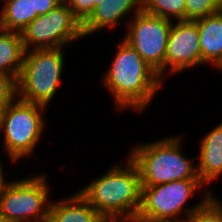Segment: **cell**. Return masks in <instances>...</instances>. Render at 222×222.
Wrapping results in <instances>:
<instances>
[{
    "mask_svg": "<svg viewBox=\"0 0 222 222\" xmlns=\"http://www.w3.org/2000/svg\"><path fill=\"white\" fill-rule=\"evenodd\" d=\"M126 163L127 167L112 166L79 191L107 222L133 221L140 210V172L130 158Z\"/></svg>",
    "mask_w": 222,
    "mask_h": 222,
    "instance_id": "cell-1",
    "label": "cell"
},
{
    "mask_svg": "<svg viewBox=\"0 0 222 222\" xmlns=\"http://www.w3.org/2000/svg\"><path fill=\"white\" fill-rule=\"evenodd\" d=\"M118 47L103 83L119 109L132 107L140 113L161 87L162 78L126 41Z\"/></svg>",
    "mask_w": 222,
    "mask_h": 222,
    "instance_id": "cell-2",
    "label": "cell"
},
{
    "mask_svg": "<svg viewBox=\"0 0 222 222\" xmlns=\"http://www.w3.org/2000/svg\"><path fill=\"white\" fill-rule=\"evenodd\" d=\"M180 141L179 137L174 136L132 149L129 158L139 169L141 186L199 179L197 166L181 153Z\"/></svg>",
    "mask_w": 222,
    "mask_h": 222,
    "instance_id": "cell-3",
    "label": "cell"
},
{
    "mask_svg": "<svg viewBox=\"0 0 222 222\" xmlns=\"http://www.w3.org/2000/svg\"><path fill=\"white\" fill-rule=\"evenodd\" d=\"M63 48L31 49L25 51L17 79L18 98L47 106L55 96L64 65Z\"/></svg>",
    "mask_w": 222,
    "mask_h": 222,
    "instance_id": "cell-4",
    "label": "cell"
},
{
    "mask_svg": "<svg viewBox=\"0 0 222 222\" xmlns=\"http://www.w3.org/2000/svg\"><path fill=\"white\" fill-rule=\"evenodd\" d=\"M45 108L17 97V101L0 114V129L4 131L5 150L11 161L15 162L34 151L45 128L41 114Z\"/></svg>",
    "mask_w": 222,
    "mask_h": 222,
    "instance_id": "cell-5",
    "label": "cell"
},
{
    "mask_svg": "<svg viewBox=\"0 0 222 222\" xmlns=\"http://www.w3.org/2000/svg\"><path fill=\"white\" fill-rule=\"evenodd\" d=\"M46 176L12 181L0 193V216L9 222H47L51 201Z\"/></svg>",
    "mask_w": 222,
    "mask_h": 222,
    "instance_id": "cell-6",
    "label": "cell"
},
{
    "mask_svg": "<svg viewBox=\"0 0 222 222\" xmlns=\"http://www.w3.org/2000/svg\"><path fill=\"white\" fill-rule=\"evenodd\" d=\"M204 184L200 179L172 181L154 186H142L138 222H185L178 220L184 206L197 188Z\"/></svg>",
    "mask_w": 222,
    "mask_h": 222,
    "instance_id": "cell-7",
    "label": "cell"
},
{
    "mask_svg": "<svg viewBox=\"0 0 222 222\" xmlns=\"http://www.w3.org/2000/svg\"><path fill=\"white\" fill-rule=\"evenodd\" d=\"M21 36L25 51L63 48L65 44L84 37L82 23L63 1L47 14L37 16L21 31Z\"/></svg>",
    "mask_w": 222,
    "mask_h": 222,
    "instance_id": "cell-8",
    "label": "cell"
},
{
    "mask_svg": "<svg viewBox=\"0 0 222 222\" xmlns=\"http://www.w3.org/2000/svg\"><path fill=\"white\" fill-rule=\"evenodd\" d=\"M134 16L135 20L128 22V32L123 40L134 48L161 78L165 74V55L172 20L143 10Z\"/></svg>",
    "mask_w": 222,
    "mask_h": 222,
    "instance_id": "cell-9",
    "label": "cell"
},
{
    "mask_svg": "<svg viewBox=\"0 0 222 222\" xmlns=\"http://www.w3.org/2000/svg\"><path fill=\"white\" fill-rule=\"evenodd\" d=\"M168 35L165 71L171 73L202 64L200 39L196 20H181L173 24Z\"/></svg>",
    "mask_w": 222,
    "mask_h": 222,
    "instance_id": "cell-10",
    "label": "cell"
},
{
    "mask_svg": "<svg viewBox=\"0 0 222 222\" xmlns=\"http://www.w3.org/2000/svg\"><path fill=\"white\" fill-rule=\"evenodd\" d=\"M132 9L134 15L142 10V0H103L82 24L83 35L88 36L102 28L117 26Z\"/></svg>",
    "mask_w": 222,
    "mask_h": 222,
    "instance_id": "cell-11",
    "label": "cell"
},
{
    "mask_svg": "<svg viewBox=\"0 0 222 222\" xmlns=\"http://www.w3.org/2000/svg\"><path fill=\"white\" fill-rule=\"evenodd\" d=\"M200 143L197 172L200 181L208 185L222 174V123L207 133Z\"/></svg>",
    "mask_w": 222,
    "mask_h": 222,
    "instance_id": "cell-12",
    "label": "cell"
},
{
    "mask_svg": "<svg viewBox=\"0 0 222 222\" xmlns=\"http://www.w3.org/2000/svg\"><path fill=\"white\" fill-rule=\"evenodd\" d=\"M51 203L47 222H107L79 193Z\"/></svg>",
    "mask_w": 222,
    "mask_h": 222,
    "instance_id": "cell-13",
    "label": "cell"
},
{
    "mask_svg": "<svg viewBox=\"0 0 222 222\" xmlns=\"http://www.w3.org/2000/svg\"><path fill=\"white\" fill-rule=\"evenodd\" d=\"M203 63L218 66L222 60V10L196 20Z\"/></svg>",
    "mask_w": 222,
    "mask_h": 222,
    "instance_id": "cell-14",
    "label": "cell"
},
{
    "mask_svg": "<svg viewBox=\"0 0 222 222\" xmlns=\"http://www.w3.org/2000/svg\"><path fill=\"white\" fill-rule=\"evenodd\" d=\"M24 54L21 33L0 28V73L12 75L18 79Z\"/></svg>",
    "mask_w": 222,
    "mask_h": 222,
    "instance_id": "cell-15",
    "label": "cell"
},
{
    "mask_svg": "<svg viewBox=\"0 0 222 222\" xmlns=\"http://www.w3.org/2000/svg\"><path fill=\"white\" fill-rule=\"evenodd\" d=\"M5 3L0 14L2 29L21 33L38 16L32 0H5Z\"/></svg>",
    "mask_w": 222,
    "mask_h": 222,
    "instance_id": "cell-16",
    "label": "cell"
},
{
    "mask_svg": "<svg viewBox=\"0 0 222 222\" xmlns=\"http://www.w3.org/2000/svg\"><path fill=\"white\" fill-rule=\"evenodd\" d=\"M211 194L207 191L200 203L185 211V222H222V204Z\"/></svg>",
    "mask_w": 222,
    "mask_h": 222,
    "instance_id": "cell-17",
    "label": "cell"
},
{
    "mask_svg": "<svg viewBox=\"0 0 222 222\" xmlns=\"http://www.w3.org/2000/svg\"><path fill=\"white\" fill-rule=\"evenodd\" d=\"M185 0H142V10L161 18L186 20Z\"/></svg>",
    "mask_w": 222,
    "mask_h": 222,
    "instance_id": "cell-18",
    "label": "cell"
},
{
    "mask_svg": "<svg viewBox=\"0 0 222 222\" xmlns=\"http://www.w3.org/2000/svg\"><path fill=\"white\" fill-rule=\"evenodd\" d=\"M186 20H198L222 10V0H186Z\"/></svg>",
    "mask_w": 222,
    "mask_h": 222,
    "instance_id": "cell-19",
    "label": "cell"
},
{
    "mask_svg": "<svg viewBox=\"0 0 222 222\" xmlns=\"http://www.w3.org/2000/svg\"><path fill=\"white\" fill-rule=\"evenodd\" d=\"M15 97V98H14ZM18 97L17 78L0 73V114Z\"/></svg>",
    "mask_w": 222,
    "mask_h": 222,
    "instance_id": "cell-20",
    "label": "cell"
},
{
    "mask_svg": "<svg viewBox=\"0 0 222 222\" xmlns=\"http://www.w3.org/2000/svg\"><path fill=\"white\" fill-rule=\"evenodd\" d=\"M102 1L103 0H63L82 24Z\"/></svg>",
    "mask_w": 222,
    "mask_h": 222,
    "instance_id": "cell-21",
    "label": "cell"
},
{
    "mask_svg": "<svg viewBox=\"0 0 222 222\" xmlns=\"http://www.w3.org/2000/svg\"><path fill=\"white\" fill-rule=\"evenodd\" d=\"M62 1L63 0H32L34 5V13H36L38 16L45 15Z\"/></svg>",
    "mask_w": 222,
    "mask_h": 222,
    "instance_id": "cell-22",
    "label": "cell"
},
{
    "mask_svg": "<svg viewBox=\"0 0 222 222\" xmlns=\"http://www.w3.org/2000/svg\"><path fill=\"white\" fill-rule=\"evenodd\" d=\"M9 184L10 182L7 183L4 181L2 164L0 163V193L3 192Z\"/></svg>",
    "mask_w": 222,
    "mask_h": 222,
    "instance_id": "cell-23",
    "label": "cell"
},
{
    "mask_svg": "<svg viewBox=\"0 0 222 222\" xmlns=\"http://www.w3.org/2000/svg\"><path fill=\"white\" fill-rule=\"evenodd\" d=\"M0 222H9L3 216H0Z\"/></svg>",
    "mask_w": 222,
    "mask_h": 222,
    "instance_id": "cell-24",
    "label": "cell"
},
{
    "mask_svg": "<svg viewBox=\"0 0 222 222\" xmlns=\"http://www.w3.org/2000/svg\"><path fill=\"white\" fill-rule=\"evenodd\" d=\"M217 68H218V69L220 68V70H222V60H221V62L218 64Z\"/></svg>",
    "mask_w": 222,
    "mask_h": 222,
    "instance_id": "cell-25",
    "label": "cell"
},
{
    "mask_svg": "<svg viewBox=\"0 0 222 222\" xmlns=\"http://www.w3.org/2000/svg\"><path fill=\"white\" fill-rule=\"evenodd\" d=\"M125 222H138V221H136V220H133V221H125Z\"/></svg>",
    "mask_w": 222,
    "mask_h": 222,
    "instance_id": "cell-26",
    "label": "cell"
}]
</instances>
